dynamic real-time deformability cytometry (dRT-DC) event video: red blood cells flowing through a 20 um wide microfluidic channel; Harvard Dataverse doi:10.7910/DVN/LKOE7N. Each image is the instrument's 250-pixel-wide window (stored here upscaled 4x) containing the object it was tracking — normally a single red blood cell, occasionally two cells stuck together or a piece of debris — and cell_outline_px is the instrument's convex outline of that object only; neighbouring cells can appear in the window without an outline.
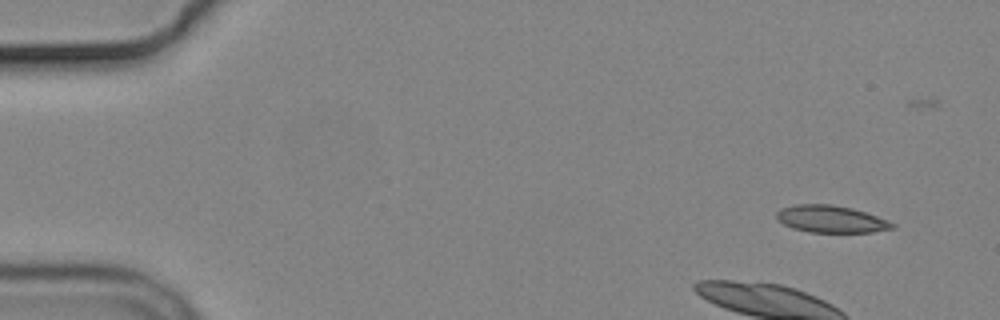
{"species": "common noctule bat (a hibernating species)", "species_latin": "Nyctalus noctula", "temperature_condition": "cold", "stored_images_in_passage": 4, "camera_frame_rate_fps": 3000, "um_per_image_px": 0.085, "animal": {"sex": "male", "body_mass_g": 19.2, "forearm_length_mm": 51.8}, "frame": {"image": 1, "passage_image": 1, "time_ms": 0.0, "image_size_px": [1000, 320], "cell_outline_px": [[896, 228], [872, 232], [808, 232], [792, 228], [776, 220], [776, 212], [784, 208], [796, 204], [832, 204], [852, 208], [888, 220], [896, 224]], "centroid_in_image_um": [70.64, 18.62], "position_along_channel_um": 14.4, "area_um2": 18.32}}